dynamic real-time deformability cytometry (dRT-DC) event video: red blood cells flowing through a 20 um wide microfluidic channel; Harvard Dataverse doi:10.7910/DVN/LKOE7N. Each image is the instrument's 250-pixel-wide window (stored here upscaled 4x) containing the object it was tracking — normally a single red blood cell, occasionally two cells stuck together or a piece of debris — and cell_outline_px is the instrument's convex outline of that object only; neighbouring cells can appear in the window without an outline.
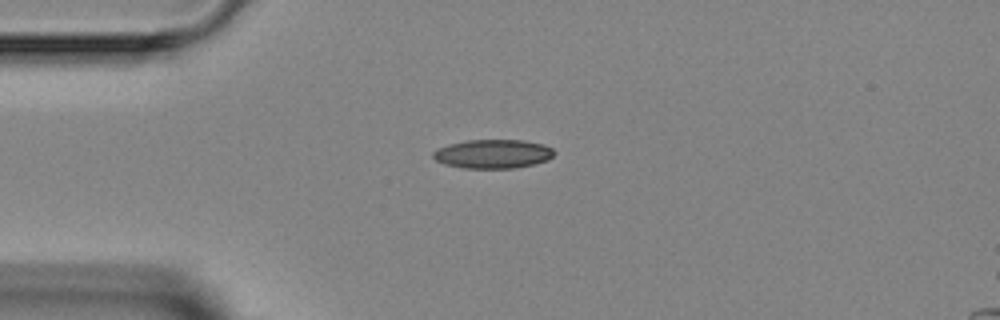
{"species": "Egyptian fruit bat (a non-hibernating species)", "species_latin": "Rousettus aegyptiacus", "temperature_condition": "room temperature", "stored_images_in_passage": 4, "camera_frame_rate_fps": 3000, "um_per_image_px": 0.085, "animal": {"sex": "female"}, "frame": {"image": 1, "passage_image": 2, "time_ms": 2.0, "image_size_px": [1000, 320], "cell_outline_px": [[556, 152], [548, 160], [516, 168], [464, 168], [444, 164], [436, 160], [432, 156], [432, 152], [436, 148], [448, 144], [468, 140], [524, 140], [544, 144], [552, 148]], "centroid_in_image_um": [41.89, 13.07], "position_along_channel_um": 43.1, "area_um2": 20.52}}
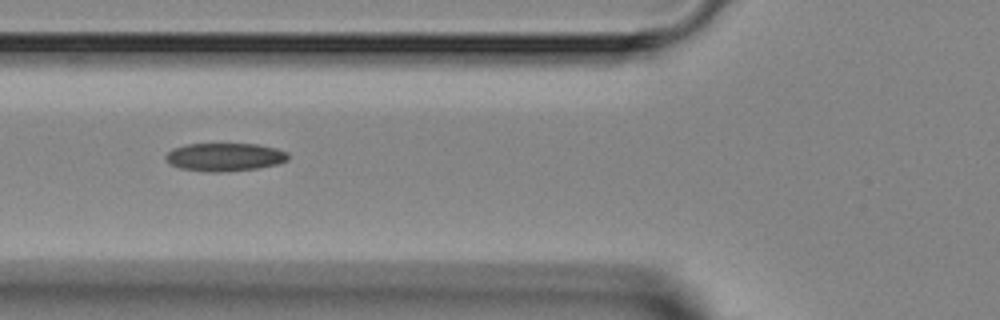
{"frame": {"image": 2, "passage_image": 4, "time_ms": 4.0, "image_size_px": [1000, 320], "cell_outline_px": [[288, 160], [280, 164], [256, 168], [220, 172], [204, 172], [180, 168], [172, 164], [164, 156], [172, 148], [188, 144], [260, 144], [276, 148], [288, 152]], "centroid_in_image_um": [19.13, 13.34], "position_along_channel_um": 106.7, "area_um2": 20.11}}